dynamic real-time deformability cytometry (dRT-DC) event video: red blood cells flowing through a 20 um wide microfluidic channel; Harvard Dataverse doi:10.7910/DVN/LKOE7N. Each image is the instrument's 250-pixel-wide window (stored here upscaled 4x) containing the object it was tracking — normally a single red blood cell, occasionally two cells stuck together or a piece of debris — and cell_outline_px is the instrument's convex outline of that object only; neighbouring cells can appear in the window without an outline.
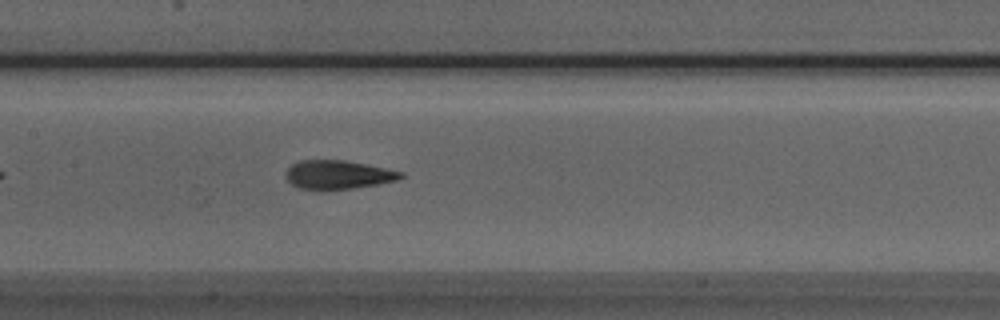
{"species": "Egyptian fruit bat (a non-hibernating species)", "species_latin": "Rousettus aegyptiacus", "temperature_condition": "room temperature", "stored_images_in_passage": 40, "camera_frame_rate_fps": 3000, "um_per_image_px": 0.085, "animal": {"sex": "male"}, "frame": {"image": 1, "passage_image": 13, "time_ms": 4.0, "image_size_px": [1000, 320], "cell_outline_px": [[404, 176], [396, 180], [380, 184], [352, 188], [320, 192], [296, 188], [284, 176], [284, 172], [292, 164], [300, 160], [344, 160], [404, 172]], "centroid_in_image_um": [28.66, 14.88], "position_along_channel_um": 178.7, "area_um2": 19.71}}
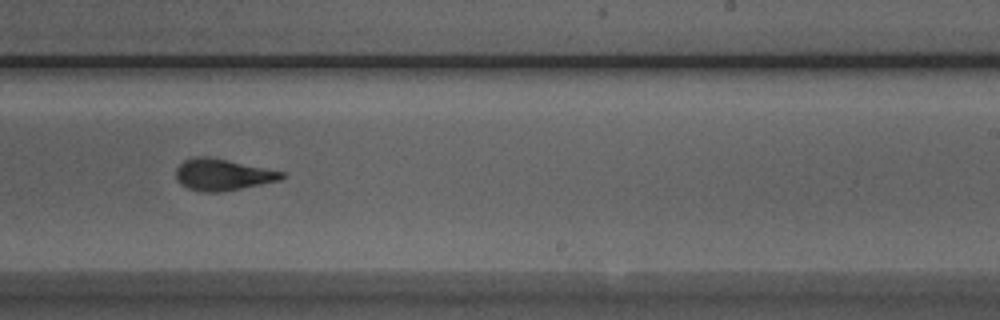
{"frame": {"image": 2, "passage_image": 20, "time_ms": 6.333, "image_size_px": [1000, 320], "cell_outline_px": [[284, 176], [280, 180], [220, 192], [200, 192], [188, 188], [180, 184], [176, 180], [176, 168], [184, 160], [196, 156], [208, 156], [284, 172]], "centroid_in_image_um": [18.86, 14.84], "position_along_channel_um": 270.1, "area_um2": 19.25}}
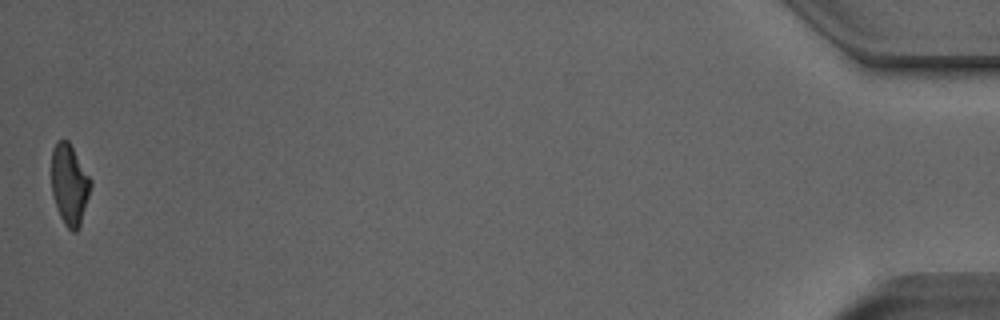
{"frame": {"image": 3, "passage_image": 40, "time_ms": 13.0, "image_size_px": [1000, 320], "cell_outline_px": [[92, 184], [80, 224], [76, 232], [72, 232], [64, 224], [60, 216], [52, 192], [52, 148], [56, 140], [68, 140], [92, 180]], "centroid_in_image_um": [5.91, 15.66], "position_along_channel_um": 429.3, "area_um2": 18.26}, "authors_computed_cell_mechanics": {"area_um2": 19.2763, "velocity_mm_per_s": 3.9315, "shape_relaxation_time_tau1_ms": 3.1957, "shape_relaxation_time_tau2_ms": 1.5924, "deformation_change_tau1": 0.164, "deformation_change_tau2": 0.1016}}